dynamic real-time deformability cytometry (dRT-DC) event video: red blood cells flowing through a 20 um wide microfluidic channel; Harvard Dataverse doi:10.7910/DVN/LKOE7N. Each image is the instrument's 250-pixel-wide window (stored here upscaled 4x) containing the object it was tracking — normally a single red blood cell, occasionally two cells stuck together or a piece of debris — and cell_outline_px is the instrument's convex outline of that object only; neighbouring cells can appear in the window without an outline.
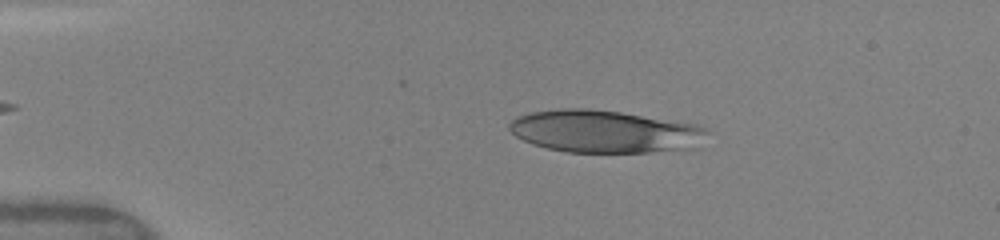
{"species": "human", "species_latin": "Homo sapiens", "temperature_condition": "warm", "stored_images_in_passage": 13, "camera_frame_rate_fps": 3000, "um_per_image_px": 0.085, "donor": {"sex": "female"}, "frame": {"image": 1, "passage_image": 6, "time_ms": 2.333, "image_size_px": [1000, 240], "cell_outline_px": [[712, 132], [700, 148], [648, 152], [568, 152], [548, 148], [532, 144], [516, 136], [508, 128], [508, 124], [516, 116], [532, 112], [556, 108], [588, 108], [620, 112], [696, 124], [708, 128]], "centroid_in_image_um": [51.48, 11.17], "position_along_channel_um": 33.5, "area_um2": 49.65}}
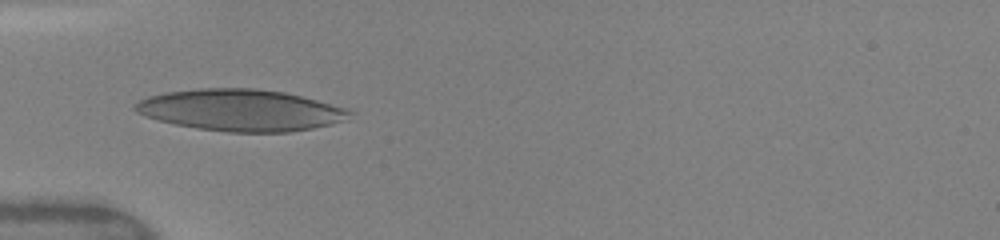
{"frame": {"image": 2, "passage_image": 10, "time_ms": 4.333, "image_size_px": [1000, 240], "cell_outline_px": [[356, 112], [348, 120], [332, 124], [312, 128], [288, 132], [228, 132], [196, 128], [176, 124], [160, 120], [136, 112], [132, 108], [140, 100], [148, 96], [168, 92], [200, 88], [256, 88], [284, 92], [316, 100], [344, 108]], "centroid_in_image_um": [20.5, 9.36], "position_along_channel_um": 64.5, "area_um2": 51.79}}
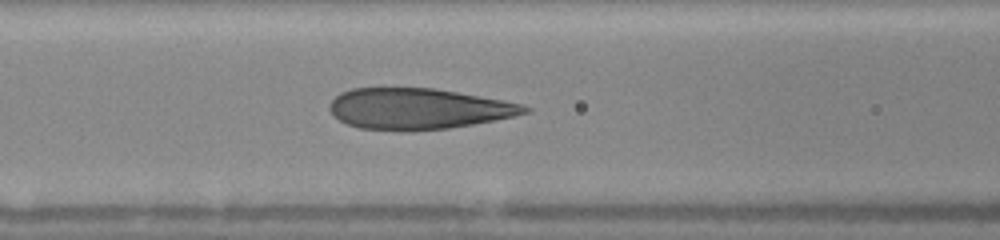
{"frame": {"image": 3, "passage_image": 13, "time_ms": 6.0, "image_size_px": [1000, 240], "cell_outline_px": [[532, 108], [528, 112], [512, 116], [472, 124], [448, 128], [412, 132], [408, 132], [360, 128], [348, 124], [332, 116], [328, 108], [328, 104], [340, 92], [352, 88], [432, 88], [456, 92], [524, 104]], "centroid_in_image_um": [35.48, 9.25], "position_along_channel_um": 131.1, "area_um2": 46.59}}